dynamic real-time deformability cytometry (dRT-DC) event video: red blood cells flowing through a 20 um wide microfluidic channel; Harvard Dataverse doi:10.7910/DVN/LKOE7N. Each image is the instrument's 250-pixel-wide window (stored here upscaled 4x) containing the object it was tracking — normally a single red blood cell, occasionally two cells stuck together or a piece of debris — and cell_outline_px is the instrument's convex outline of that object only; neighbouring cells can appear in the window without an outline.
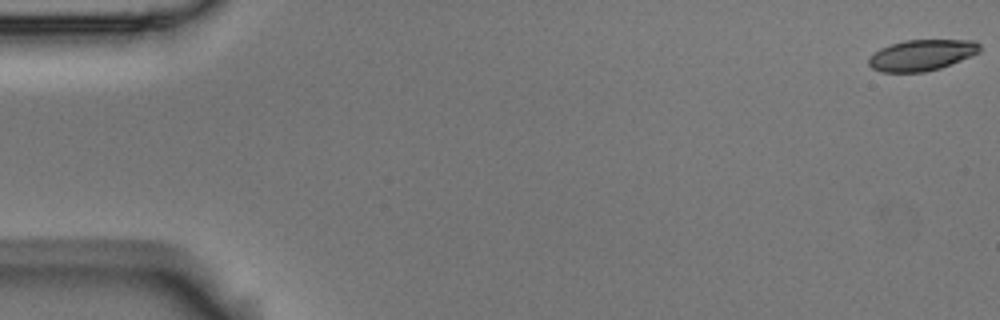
{"species": "Egyptian fruit bat (a non-hibernating species)", "species_latin": "Rousettus aegyptiacus", "temperature_condition": "room temperature", "stored_images_in_passage": 7, "camera_frame_rate_fps": 3000, "um_per_image_px": 0.085, "animal": {"sex": "male"}, "frame": {"image": 1, "passage_image": 1, "time_ms": 0.0, "image_size_px": [1000, 320], "cell_outline_px": [[980, 52], [972, 56], [940, 68], [924, 72], [880, 72], [872, 68], [868, 64], [868, 56], [880, 48], [904, 40], [976, 40], [980, 44]], "centroid_in_image_um": [78.34, 4.68], "position_along_channel_um": 6.7, "area_um2": 20.23}}
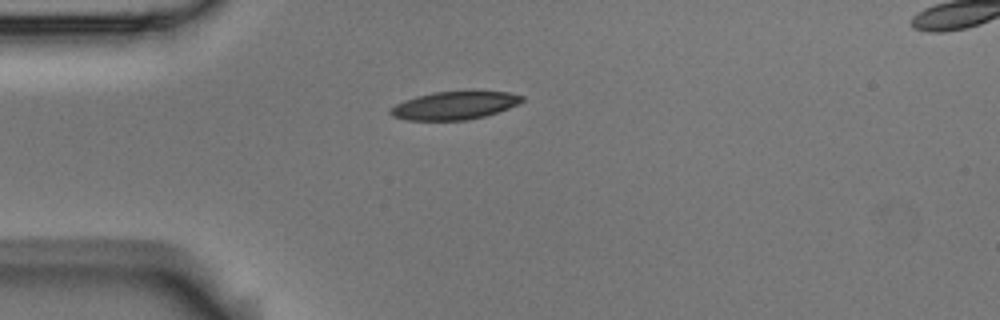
{"frame": {"image": 2, "passage_image": 5, "time_ms": 1.333, "image_size_px": [1000, 320], "cell_outline_px": [[524, 100], [508, 108], [484, 116], [468, 120], [408, 120], [392, 116], [388, 112], [388, 108], [404, 100], [416, 96], [432, 92], [508, 92], [524, 96]], "centroid_in_image_um": [38.57, 8.97], "position_along_channel_um": 46.4, "area_um2": 21.27}}
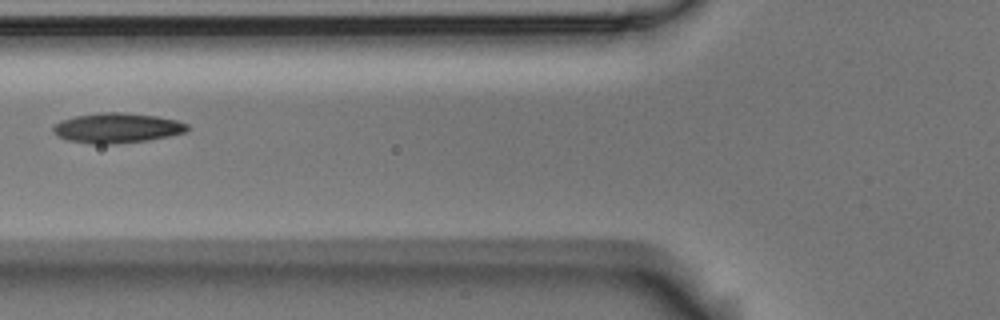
{"frame": {"image": 3, "passage_image": 7, "time_ms": 2.0, "image_size_px": [1000, 320], "cell_outline_px": [[188, 128], [184, 132], [168, 136], [148, 140], [116, 144], [88, 144], [68, 140], [56, 136], [52, 132], [52, 128], [60, 120], [76, 116], [100, 112], [124, 112], [156, 116], [176, 120], [188, 124]], "centroid_in_image_um": [9.9, 10.88], "position_along_channel_um": 115.9, "area_um2": 23.52}}